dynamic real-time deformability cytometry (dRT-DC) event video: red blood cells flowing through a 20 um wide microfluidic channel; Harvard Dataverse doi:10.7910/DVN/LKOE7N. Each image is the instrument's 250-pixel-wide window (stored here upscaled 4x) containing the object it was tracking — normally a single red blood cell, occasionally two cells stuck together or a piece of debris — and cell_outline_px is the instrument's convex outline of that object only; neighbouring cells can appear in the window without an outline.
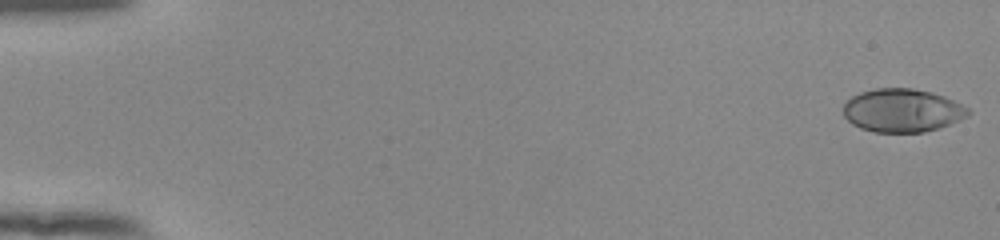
{"species": "human", "species_latin": "Homo sapiens", "temperature_condition": "room temperature", "stored_images_in_passage": 53, "camera_frame_rate_fps": 3000, "um_per_image_px": 0.085, "donor": {"sex": "female"}, "frame": {"image": 1, "passage_image": 1, "time_ms": 0.0, "image_size_px": [1000, 240], "cell_outline_px": [[972, 112], [968, 116], [948, 124], [924, 132], [872, 132], [860, 128], [852, 124], [844, 116], [844, 104], [852, 96], [860, 92], [876, 88], [912, 88], [932, 92], [944, 96], [968, 108]], "centroid_in_image_um": [76.67, 9.38], "position_along_channel_um": 8.3, "area_um2": 31.39}}
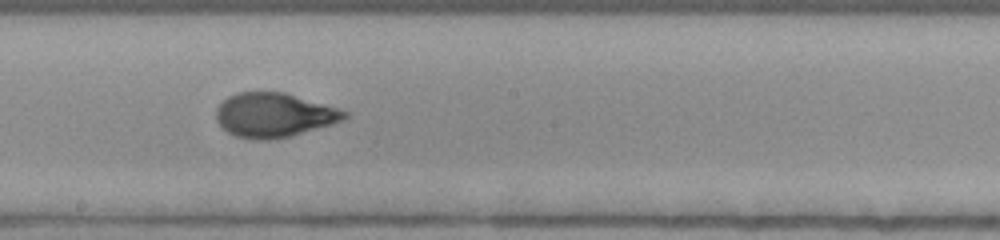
{"frame": {"image": 2, "passage_image": 31, "time_ms": 10.0, "image_size_px": [1000, 240], "cell_outline_px": [[348, 116], [344, 120], [332, 124], [288, 136], [272, 140], [252, 140], [236, 136], [228, 132], [216, 120], [216, 108], [228, 96], [236, 92], [284, 92], [336, 108], [348, 112]], "centroid_in_image_um": [23.26, 9.78], "position_along_channel_um": 224.9, "area_um2": 32.83}}
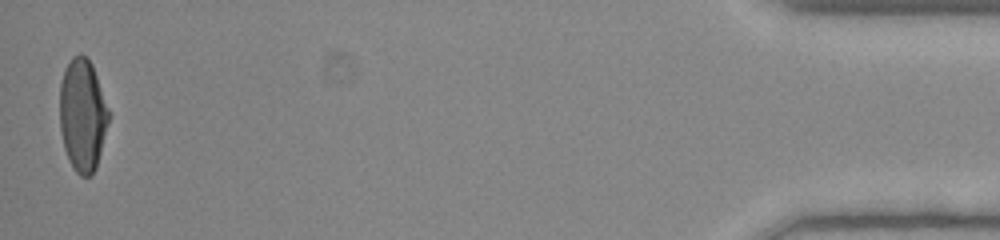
{"frame": {"image": 3, "passage_image": 53, "time_ms": 17.333, "image_size_px": [1000, 240], "cell_outline_px": [[108, 120], [96, 168], [92, 176], [80, 176], [72, 168], [68, 160], [64, 148], [60, 128], [60, 84], [64, 68], [72, 56], [80, 52], [92, 64], [108, 108]], "centroid_in_image_um": [6.99, 9.78], "position_along_channel_um": 428.2, "area_um2": 31.96}, "authors_computed_cell_mechanics": {"area_um2": 32.4836, "velocity_mm_per_s": 3.9197, "shape_relaxation_time_tau1_ms": 4.4783, "shape_relaxation_time_tau2_ms": null, "deformation_change_tau1": 0.2019, "deformation_change_tau2": null}}